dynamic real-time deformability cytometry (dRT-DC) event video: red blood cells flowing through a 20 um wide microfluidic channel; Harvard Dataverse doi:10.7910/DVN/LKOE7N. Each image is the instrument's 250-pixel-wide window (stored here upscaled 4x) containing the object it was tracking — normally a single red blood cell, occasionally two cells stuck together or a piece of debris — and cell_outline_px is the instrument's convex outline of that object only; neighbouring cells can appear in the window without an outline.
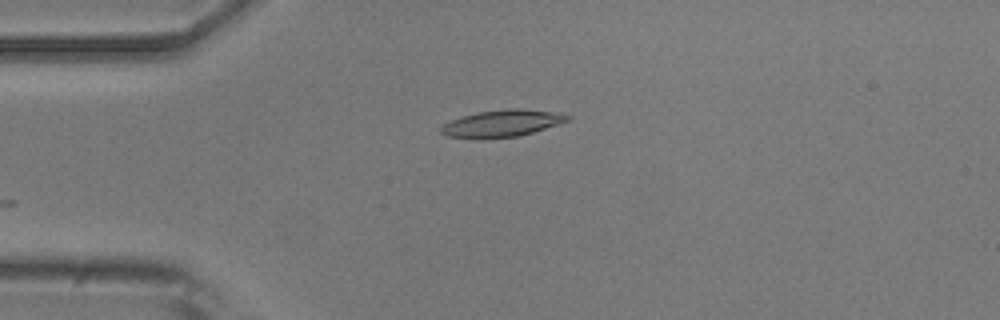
{"species": "common noctule bat (a hibernating species)", "species_latin": "Nyctalus noctula", "temperature_condition": "room temperature", "stored_images_in_passage": 4, "camera_frame_rate_fps": 3000, "um_per_image_px": 0.085, "animal": {"sex": "male", "body_mass_g": 20.5, "forearm_length_mm": 52.5}, "frame": {"image": 1, "passage_image": 4, "time_ms": 3.333, "image_size_px": [1000, 320], "cell_outline_px": [[572, 120], [520, 136], [484, 140], [448, 136], [440, 132], [440, 128], [444, 124], [452, 120], [476, 112], [508, 108], [520, 108], [564, 112], [572, 116]], "centroid_in_image_um": [42.76, 10.49], "position_along_channel_um": 42.2, "area_um2": 20.46}}